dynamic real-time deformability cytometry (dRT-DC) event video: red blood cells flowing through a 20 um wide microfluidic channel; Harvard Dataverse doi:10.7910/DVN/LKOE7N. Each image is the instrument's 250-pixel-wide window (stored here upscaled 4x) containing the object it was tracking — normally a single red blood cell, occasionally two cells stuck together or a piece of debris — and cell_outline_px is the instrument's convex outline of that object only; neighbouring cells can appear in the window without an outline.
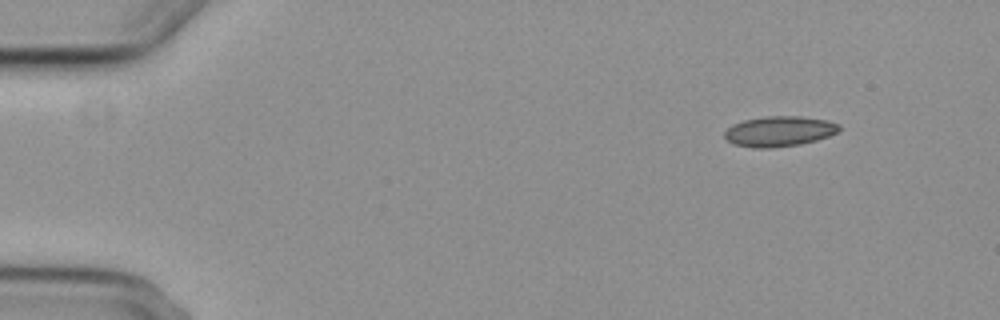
{"species": "common noctule bat (a hibernating species)", "species_latin": "Nyctalus noctula", "temperature_condition": "cold", "stored_images_in_passage": 4, "camera_frame_rate_fps": 3000, "um_per_image_px": 0.085, "animal": {"sex": "female", "body_mass_g": 29.2, "forearm_length_mm": 56.3}, "frame": {"image": 1, "passage_image": 1, "time_ms": 0.0, "image_size_px": [1000, 320], "cell_outline_px": [[840, 128], [836, 132], [828, 136], [816, 140], [800, 144], [772, 148], [752, 148], [732, 144], [724, 136], [724, 132], [732, 124], [744, 120], [764, 116], [800, 116], [828, 120], [840, 124]], "centroid_in_image_um": [66.21, 11.16], "position_along_channel_um": 18.8, "area_um2": 20.35}}
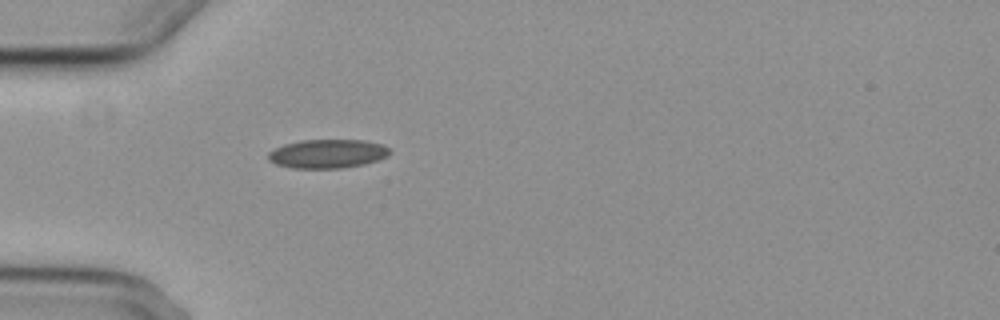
{"frame": {"image": 2, "passage_image": 4, "time_ms": 3.667, "image_size_px": [1000, 320], "cell_outline_px": [[392, 152], [388, 156], [364, 164], [340, 168], [292, 168], [276, 164], [268, 160], [268, 152], [284, 144], [300, 140], [364, 140], [380, 144], [388, 148]], "centroid_in_image_um": [27.82, 13.06], "position_along_channel_um": 57.2, "area_um2": 20.35}}